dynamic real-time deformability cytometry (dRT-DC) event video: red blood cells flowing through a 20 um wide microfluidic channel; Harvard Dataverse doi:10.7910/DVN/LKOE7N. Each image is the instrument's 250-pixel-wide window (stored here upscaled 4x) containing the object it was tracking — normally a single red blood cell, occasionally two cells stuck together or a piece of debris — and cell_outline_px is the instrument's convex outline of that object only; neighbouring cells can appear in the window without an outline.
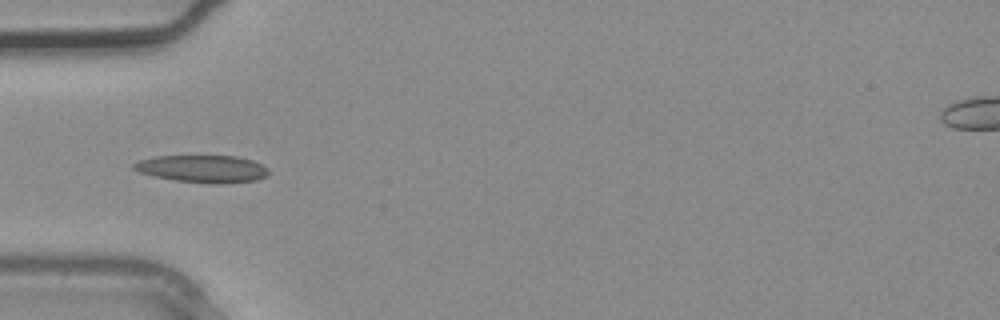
{"species": "common noctule bat (a hibernating species)", "species_latin": "Nyctalus noctula", "temperature_condition": "warm", "stored_images_in_passage": 3, "camera_frame_rate_fps": 3000, "um_per_image_px": 0.085, "animal": {"sex": "male", "body_mass_g": 20.4}, "frame": {"image": 1, "passage_image": 3, "time_ms": 0.667, "image_size_px": [1000, 320], "cell_outline_px": [[268, 172], [264, 176], [256, 180], [216, 184], [176, 180], [152, 176], [140, 172], [132, 168], [132, 164], [140, 160], [156, 156], [236, 156], [252, 160], [268, 168]], "centroid_in_image_um": [17.19, 14.34], "position_along_channel_um": 67.8, "area_um2": 21.27}}